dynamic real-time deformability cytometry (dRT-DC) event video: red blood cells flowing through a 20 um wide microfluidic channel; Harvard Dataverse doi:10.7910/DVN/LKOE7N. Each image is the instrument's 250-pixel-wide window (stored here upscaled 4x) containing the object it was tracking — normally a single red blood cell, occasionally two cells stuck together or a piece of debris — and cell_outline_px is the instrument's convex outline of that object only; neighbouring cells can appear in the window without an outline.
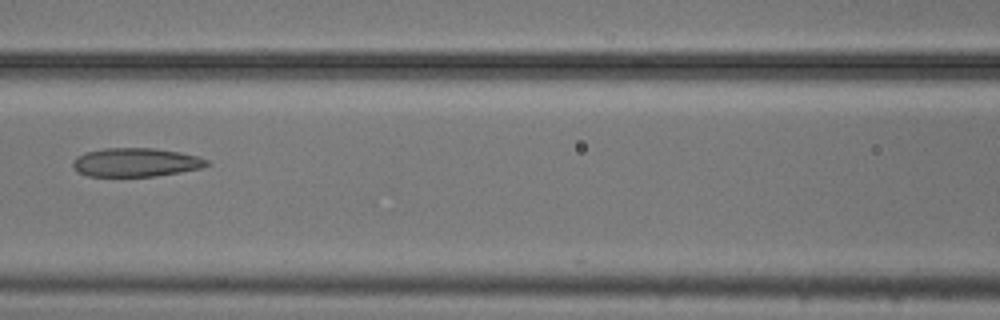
{"species": "common noctule bat (a hibernating species)", "species_latin": "Nyctalus noctula", "temperature_condition": "cold", "stored_images_in_passage": 7, "camera_frame_rate_fps": 3000, "um_per_image_px": 0.085, "animal": {"sex": "male", "body_mass_g": 20.5, "forearm_length_mm": 52.5}, "frame": {"image": 1, "passage_image": 7, "time_ms": 2.0, "image_size_px": [1000, 320], "cell_outline_px": [[212, 164], [200, 168], [180, 172], [156, 176], [88, 176], [76, 172], [72, 164], [72, 160], [76, 156], [84, 152], [104, 148], [152, 148], [180, 152], [196, 156], [208, 160]], "centroid_in_image_um": [11.5, 13.8], "position_along_channel_um": 155.1, "area_um2": 22.54}}